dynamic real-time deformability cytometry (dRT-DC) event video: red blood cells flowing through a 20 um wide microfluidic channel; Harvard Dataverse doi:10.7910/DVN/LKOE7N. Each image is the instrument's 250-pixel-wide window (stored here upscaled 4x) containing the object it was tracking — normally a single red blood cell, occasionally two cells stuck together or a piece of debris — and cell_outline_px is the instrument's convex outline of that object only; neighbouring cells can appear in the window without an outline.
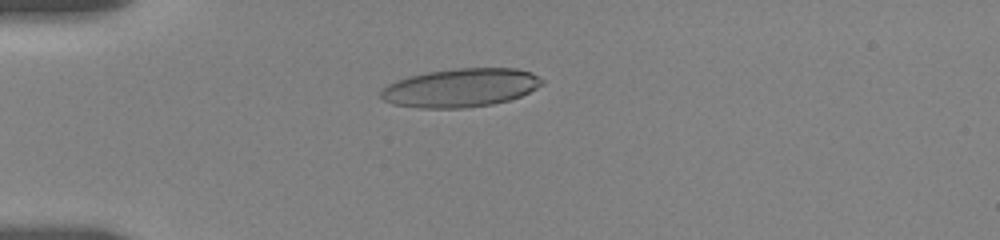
{"species": "human", "species_latin": "Homo sapiens", "temperature_condition": "room temperature", "stored_images_in_passage": 55, "camera_frame_rate_fps": 3000, "um_per_image_px": 0.085, "donor": {"sex": "female"}, "frame": {"image": 1, "passage_image": 15, "time_ms": 4.667, "image_size_px": [1000, 240], "cell_outline_px": [[544, 84], [520, 96], [508, 100], [492, 104], [464, 108], [420, 108], [392, 104], [384, 100], [380, 96], [380, 92], [388, 84], [396, 80], [408, 76], [424, 72], [456, 68], [516, 68], [532, 72], [544, 80]], "centroid_in_image_um": [39.15, 7.45], "position_along_channel_um": 45.9, "area_um2": 36.36}}
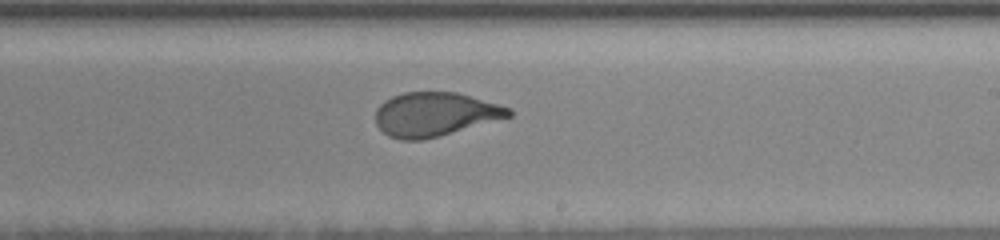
{"frame": {"image": 2, "passage_image": 34, "time_ms": 11.0, "image_size_px": [1000, 240], "cell_outline_px": [[512, 116], [424, 140], [400, 140], [388, 136], [376, 124], [376, 108], [384, 100], [392, 96], [404, 92], [456, 92], [512, 108]], "centroid_in_image_um": [36.95, 9.72], "position_along_channel_um": 252.1, "area_um2": 34.04}}
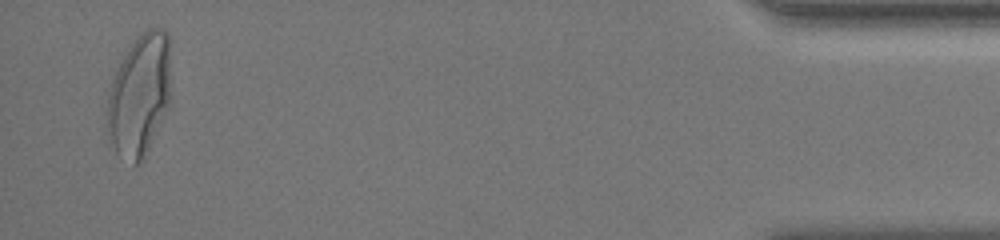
{"frame": {"image": 3, "passage_image": 54, "time_ms": 17.667, "image_size_px": [1000, 240], "cell_outline_px": [[168, 104], [144, 160], [132, 168], [116, 152], [108, 136], [108, 96], [112, 80], [124, 56], [136, 36], [148, 28], [164, 28], [168, 32]], "centroid_in_image_um": [11.83, 8.13], "position_along_channel_um": 423.4, "area_um2": 44.62}, "authors_computed_cell_mechanics": {"area_um2": 35.3158, "velocity_mm_per_s": 3.6358, "shape_relaxation_time_tau1_ms": 4.577, "shape_relaxation_time_tau2_ms": 0.772, "deformation_change_tau1": 0.1901, "deformation_change_tau2": 0.0775}}